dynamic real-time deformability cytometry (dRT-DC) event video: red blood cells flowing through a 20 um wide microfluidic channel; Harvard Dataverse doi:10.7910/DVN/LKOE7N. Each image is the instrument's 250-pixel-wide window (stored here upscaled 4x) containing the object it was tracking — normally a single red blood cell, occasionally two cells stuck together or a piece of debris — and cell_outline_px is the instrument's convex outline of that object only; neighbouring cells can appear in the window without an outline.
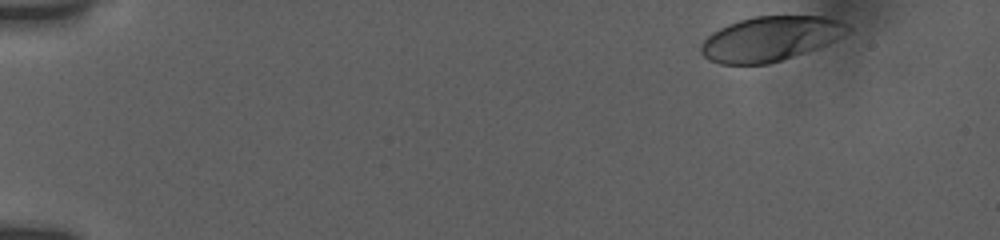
{"species": "human", "species_latin": "Homo sapiens", "temperature_condition": "room temperature", "stored_images_in_passage": 35, "camera_frame_rate_fps": 3000, "um_per_image_px": 0.085, "donor": {"sex": "female"}, "frame": {"image": 1, "passage_image": 1, "time_ms": 0.0, "image_size_px": [1000, 240], "cell_outline_px": [[852, 32], [828, 44], [768, 64], [720, 64], [708, 60], [700, 52], [700, 44], [712, 32], [728, 24], [740, 20], [756, 16], [824, 16], [848, 24], [852, 28]], "centroid_in_image_um": [65.49, 3.29], "position_along_channel_um": 19.5, "area_um2": 38.21}}
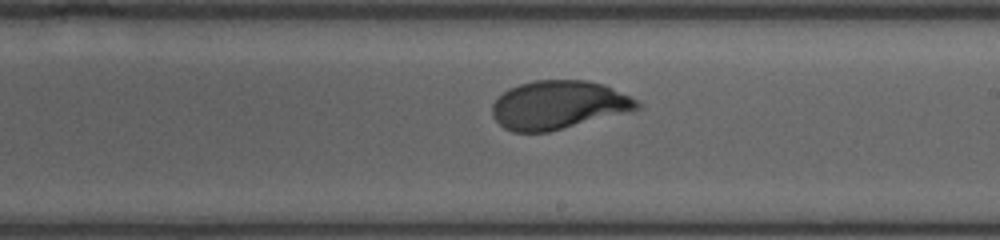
{"frame": {"image": 2, "passage_image": 19, "time_ms": 9.333, "image_size_px": [1000, 240], "cell_outline_px": [[640, 108], [628, 112], [548, 132], [512, 132], [504, 128], [492, 116], [492, 104], [504, 92], [520, 84], [536, 80], [588, 80], [604, 84], [636, 100], [640, 104]], "centroid_in_image_um": [47.45, 8.92], "position_along_channel_um": 241.5, "area_um2": 40.58}}
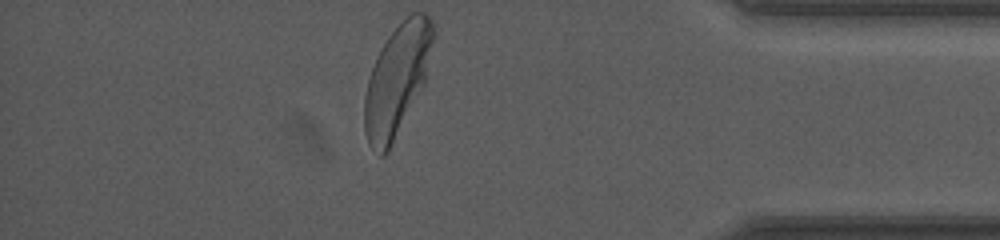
{"frame": {"image": 3, "passage_image": 35, "time_ms": 14.333, "image_size_px": [1000, 240], "cell_outline_px": [[436, 36], [424, 84], [388, 152], [384, 156], [380, 156], [368, 144], [364, 128], [364, 96], [368, 80], [372, 68], [388, 36], [412, 12], [424, 12], [432, 20], [436, 28]], "centroid_in_image_um": [33.78, 6.78], "position_along_channel_um": 401.4, "area_um2": 44.27}, "authors_computed_cell_mechanics": {"area_um2": 41.2114, "velocity_mm_per_s": 3.7456, "shape_relaxation_time_tau1_ms": 2.4941, "shape_relaxation_time_tau2_ms": null, "deformation_change_tau1": 0.1385, "deformation_change_tau2": null}}